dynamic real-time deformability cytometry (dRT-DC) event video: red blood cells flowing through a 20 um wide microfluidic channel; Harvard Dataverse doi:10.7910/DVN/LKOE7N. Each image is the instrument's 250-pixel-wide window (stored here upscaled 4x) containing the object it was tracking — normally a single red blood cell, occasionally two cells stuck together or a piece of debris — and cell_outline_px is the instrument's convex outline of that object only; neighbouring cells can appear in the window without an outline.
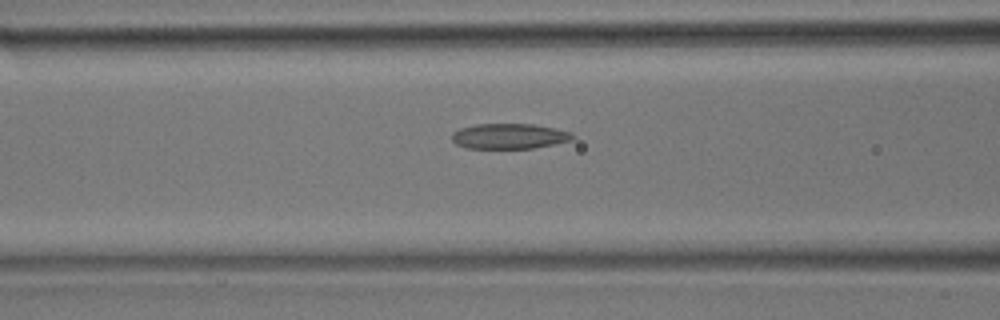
{"species": "common noctule bat (a hibernating species)", "species_latin": "Nyctalus noctula", "temperature_condition": "room temperature", "stored_images_in_passage": 33, "camera_frame_rate_fps": 3000, "um_per_image_px": 0.085, "animal": {"sex": "male", "body_mass_g": 17.9}, "frame": {"image": 1, "passage_image": 16, "time_ms": 5.0, "image_size_px": [1000, 320], "cell_outline_px": [[576, 136], [572, 140], [532, 148], [468, 148], [456, 144], [452, 140], [452, 132], [460, 128], [476, 124], [532, 124], [556, 128], [572, 132]], "centroid_in_image_um": [43.3, 11.57], "position_along_channel_um": 123.3, "area_um2": 17.8}}
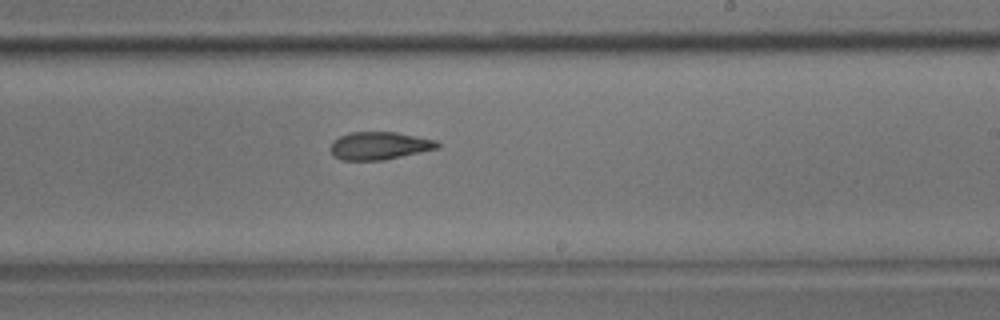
{"frame": {"image": 2, "passage_image": 24, "time_ms": 7.667, "image_size_px": [1000, 320], "cell_outline_px": [[440, 148], [384, 160], [340, 160], [332, 156], [328, 148], [332, 140], [348, 132], [396, 132], [436, 140], [440, 144]], "centroid_in_image_um": [32.19, 12.39], "position_along_channel_um": 256.8, "area_um2": 17.63}}
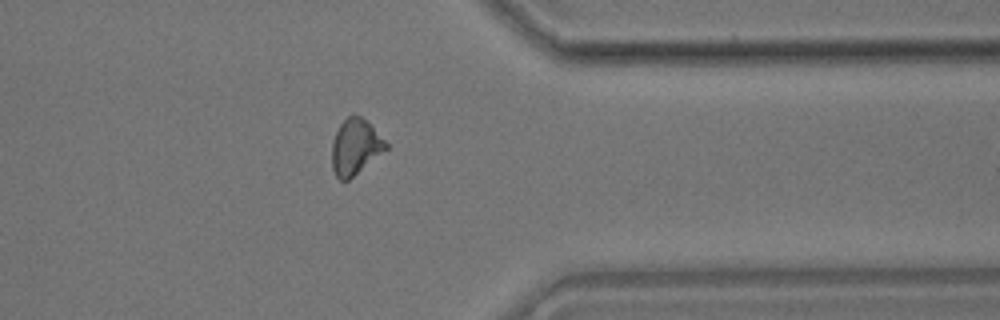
{"frame": {"image": 3, "passage_image": 32, "time_ms": 10.333, "image_size_px": [1000, 320], "cell_outline_px": [[388, 148], [348, 180], [340, 180], [336, 176], [332, 168], [332, 140], [340, 124], [348, 116], [360, 116], [388, 144]], "centroid_in_image_um": [30.17, 12.51], "position_along_channel_um": 381.2, "area_um2": 16.99}}